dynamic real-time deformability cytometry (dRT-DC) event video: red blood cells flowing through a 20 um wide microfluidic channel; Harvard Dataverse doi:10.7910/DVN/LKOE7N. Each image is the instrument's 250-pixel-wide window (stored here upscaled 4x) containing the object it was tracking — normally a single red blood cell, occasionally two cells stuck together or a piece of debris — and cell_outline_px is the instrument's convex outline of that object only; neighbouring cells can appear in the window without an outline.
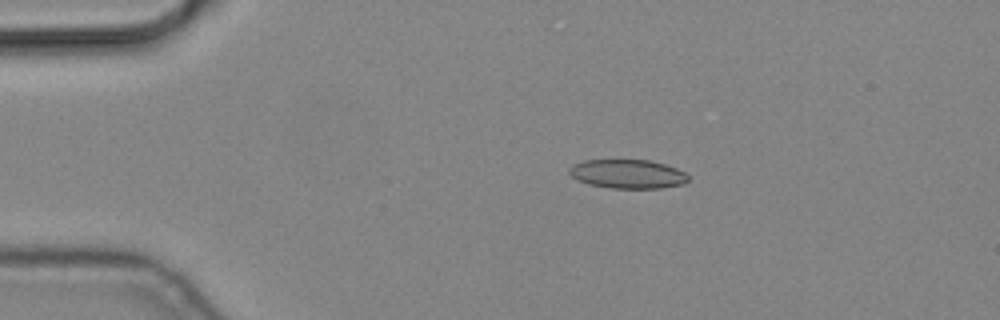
{"species": "common noctule bat (a hibernating species)", "species_latin": "Nyctalus noctula", "temperature_condition": "cold", "stored_images_in_passage": 4, "camera_frame_rate_fps": 3000, "um_per_image_px": 0.085, "animal": {"sex": "male", "body_mass_g": 19.2, "forearm_length_mm": 51.8}, "frame": {"image": 1, "passage_image": 2, "time_ms": 0.333, "image_size_px": [1000, 320], "cell_outline_px": [[688, 180], [684, 184], [660, 188], [612, 188], [588, 184], [572, 176], [568, 172], [568, 168], [572, 164], [584, 160], [652, 160], [676, 168], [684, 172], [688, 176]], "centroid_in_image_um": [53.34, 14.78], "position_along_channel_um": 31.7, "area_um2": 20.06}}
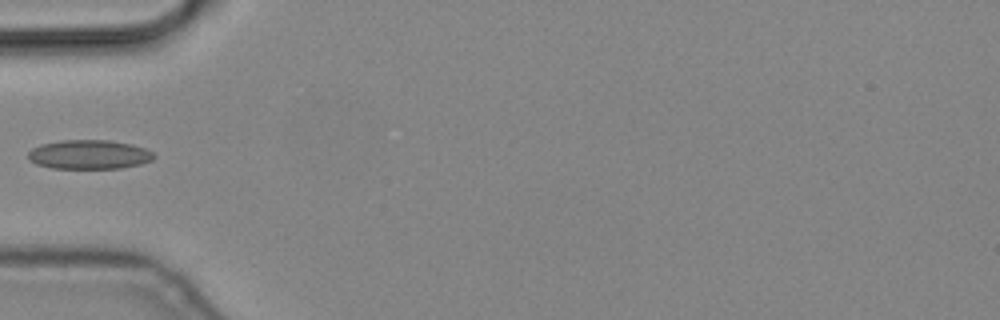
{"frame": {"image": 2, "passage_image": 4, "time_ms": 1.0, "image_size_px": [1000, 320], "cell_outline_px": [[156, 156], [152, 160], [140, 164], [120, 168], [52, 168], [36, 164], [28, 160], [28, 152], [32, 148], [40, 144], [60, 140], [108, 140], [132, 144], [144, 148], [152, 152]], "centroid_in_image_um": [7.55, 13.13], "position_along_channel_um": 77.4, "area_um2": 21.44}}